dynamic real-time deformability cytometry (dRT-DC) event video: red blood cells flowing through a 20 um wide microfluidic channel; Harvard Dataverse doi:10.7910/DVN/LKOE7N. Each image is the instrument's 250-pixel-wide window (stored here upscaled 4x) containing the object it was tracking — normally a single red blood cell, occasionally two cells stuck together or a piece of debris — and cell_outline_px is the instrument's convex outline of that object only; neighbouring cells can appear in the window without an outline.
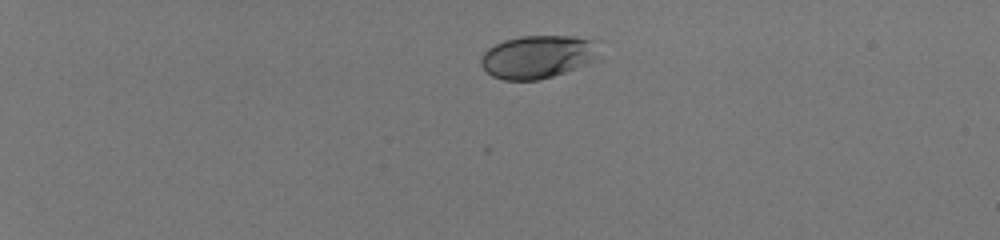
{"species": "human", "species_latin": "Homo sapiens", "temperature_condition": "room temperature", "stored_images_in_passage": 42, "camera_frame_rate_fps": 3000, "um_per_image_px": 0.085, "donor": {"sex": "male"}, "frame": {"image": 1, "passage_image": 1, "time_ms": 0.0, "image_size_px": [1000, 240], "cell_outline_px": [[600, 60], [552, 76], [536, 80], [504, 80], [492, 76], [480, 64], [480, 56], [488, 48], [504, 40], [524, 36], [572, 36], [592, 40]], "centroid_in_image_um": [45.68, 4.83], "position_along_channel_um": 39.3, "area_um2": 29.48}}
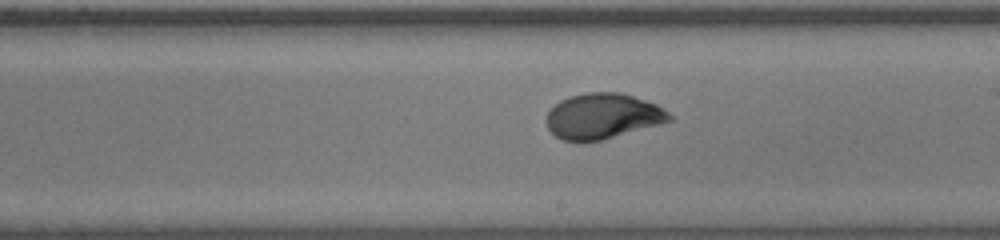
{"frame": {"image": 2, "passage_image": 24, "time_ms": 7.667, "image_size_px": [1000, 240], "cell_outline_px": [[672, 120], [660, 124], [600, 140], [560, 140], [548, 128], [548, 112], [560, 100], [568, 96], [588, 92], [620, 92], [656, 104], [664, 108], [672, 116]], "centroid_in_image_um": [51.25, 9.85], "position_along_channel_um": 237.8, "area_um2": 32.08}}
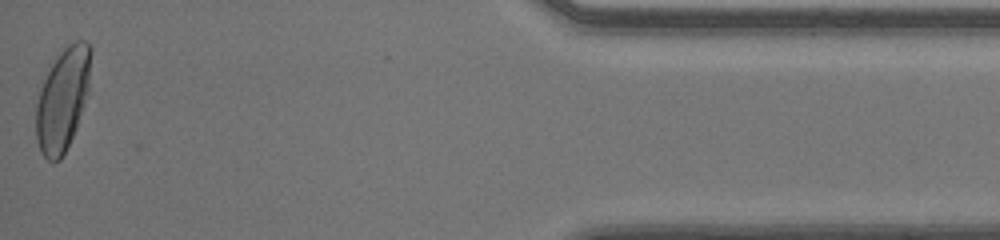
{"frame": {"image": 3, "passage_image": 42, "time_ms": 13.667, "image_size_px": [1000, 240], "cell_outline_px": [[92, 52], [88, 92], [76, 128], [60, 160], [52, 164], [40, 152], [36, 140], [36, 104], [44, 80], [56, 56], [68, 44], [76, 40], [84, 40], [92, 48]], "centroid_in_image_um": [5.33, 8.44], "position_along_channel_um": 429.9, "area_um2": 32.71}, "authors_computed_cell_mechanics": {"area_um2": 31.8478, "velocity_mm_per_s": 4.055, "shape_relaxation_time_tau1_ms": 3.3565, "shape_relaxation_time_tau2_ms": null, "deformation_change_tau1": 0.157, "deformation_change_tau2": null}}